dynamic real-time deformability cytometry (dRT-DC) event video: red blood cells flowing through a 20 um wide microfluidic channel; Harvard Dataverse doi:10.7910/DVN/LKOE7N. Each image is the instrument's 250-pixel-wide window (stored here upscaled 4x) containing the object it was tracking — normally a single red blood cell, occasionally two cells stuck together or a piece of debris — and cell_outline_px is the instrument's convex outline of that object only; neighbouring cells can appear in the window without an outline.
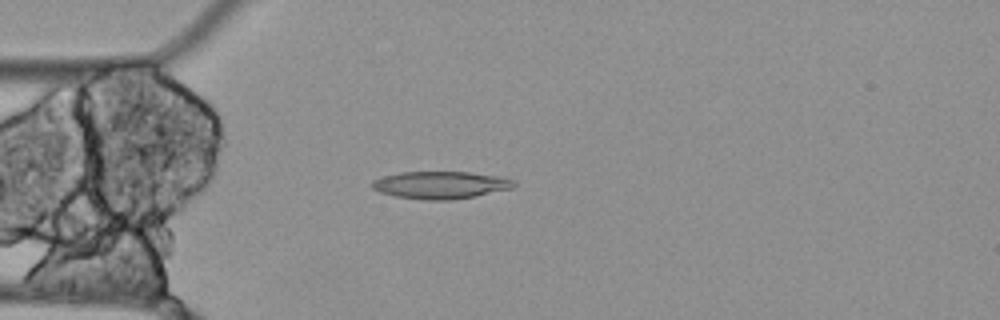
{"species": "Egyptian fruit bat (a non-hibernating species)", "species_latin": "Rousettus aegyptiacus", "temperature_condition": "cold", "stored_images_in_passage": 56, "camera_frame_rate_fps": 3000, "um_per_image_px": 0.085, "animal": {"sex": "female"}, "frame": {"image": 1, "passage_image": 15, "time_ms": 4.667, "image_size_px": [1000, 320], "cell_outline_px": [[516, 184], [512, 188], [476, 196], [452, 200], [424, 200], [396, 196], [380, 192], [372, 188], [372, 180], [384, 176], [400, 172], [468, 172], [500, 176], [516, 180]], "centroid_in_image_um": [37.47, 15.72], "position_along_channel_um": 47.5, "area_um2": 22.72}}
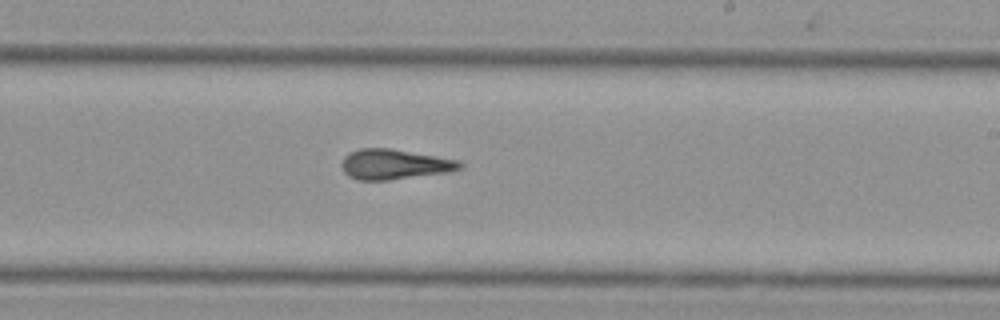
{"frame": {"image": 2, "passage_image": 33, "time_ms": 10.667, "image_size_px": [1000, 320], "cell_outline_px": [[464, 168], [452, 172], [388, 180], [356, 180], [348, 176], [344, 172], [340, 164], [344, 156], [348, 152], [360, 148], [388, 148], [460, 160], [464, 164]], "centroid_in_image_um": [33.54, 13.97], "position_along_channel_um": 255.5, "area_um2": 21.1}}
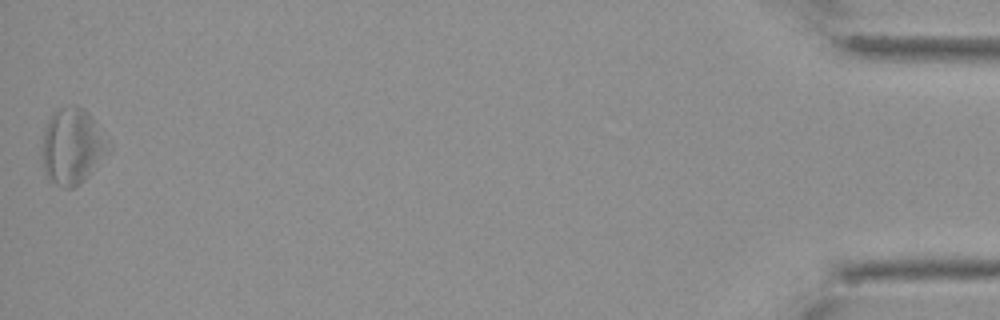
{"frame": {"image": 3, "passage_image": 56, "time_ms": 18.333, "image_size_px": [1000, 320], "cell_outline_px": [[112, 152], [84, 180], [72, 188], [60, 188], [48, 180], [44, 172], [40, 156], [40, 148], [44, 128], [52, 112], [56, 108], [76, 104], [84, 108], [88, 112], [112, 144]], "centroid_in_image_um": [6.14, 12.44], "position_along_channel_um": 429.1, "area_um2": 30.69}, "authors_computed_cell_mechanics": {"area_um2": 22.831, "velocity_mm_per_s": 3.4857, "shape_relaxation_time_tau1_ms": null, "shape_relaxation_time_tau2_ms": 5.466, "deformation_change_tau1": null, "deformation_change_tau2": 0.1625}}